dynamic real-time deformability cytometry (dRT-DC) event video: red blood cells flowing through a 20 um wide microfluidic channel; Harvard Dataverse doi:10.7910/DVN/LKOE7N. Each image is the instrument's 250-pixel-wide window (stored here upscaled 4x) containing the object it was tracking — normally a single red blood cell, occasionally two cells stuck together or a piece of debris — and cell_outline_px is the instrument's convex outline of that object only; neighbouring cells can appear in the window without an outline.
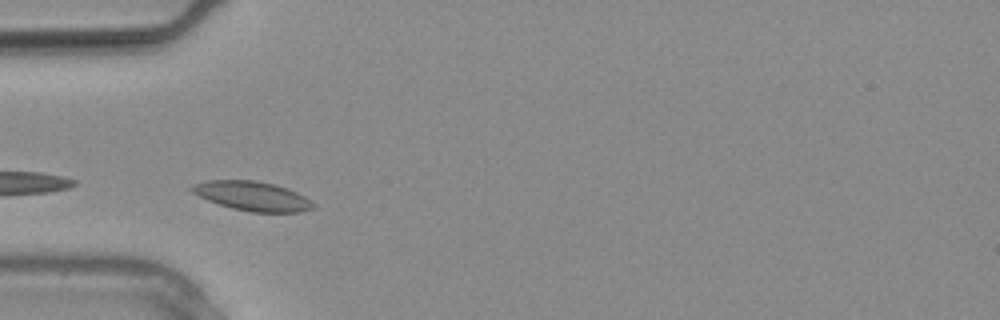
{"species": "common noctule bat (a hibernating species)", "species_latin": "Nyctalus noctula", "temperature_condition": "warm", "stored_images_in_passage": 7, "camera_frame_rate_fps": 3000, "um_per_image_px": 0.085, "animal": {"sex": "male", "body_mass_g": 20.4}, "frame": {"image": 1, "passage_image": 4, "time_ms": 1.0, "image_size_px": [1000, 320], "cell_outline_px": [[316, 208], [300, 212], [252, 212], [232, 208], [208, 200], [192, 192], [188, 188], [192, 184], [208, 180], [256, 180], [288, 188], [304, 196], [316, 204]], "centroid_in_image_um": [21.46, 16.66], "position_along_channel_um": 63.5, "area_um2": 20.75}}